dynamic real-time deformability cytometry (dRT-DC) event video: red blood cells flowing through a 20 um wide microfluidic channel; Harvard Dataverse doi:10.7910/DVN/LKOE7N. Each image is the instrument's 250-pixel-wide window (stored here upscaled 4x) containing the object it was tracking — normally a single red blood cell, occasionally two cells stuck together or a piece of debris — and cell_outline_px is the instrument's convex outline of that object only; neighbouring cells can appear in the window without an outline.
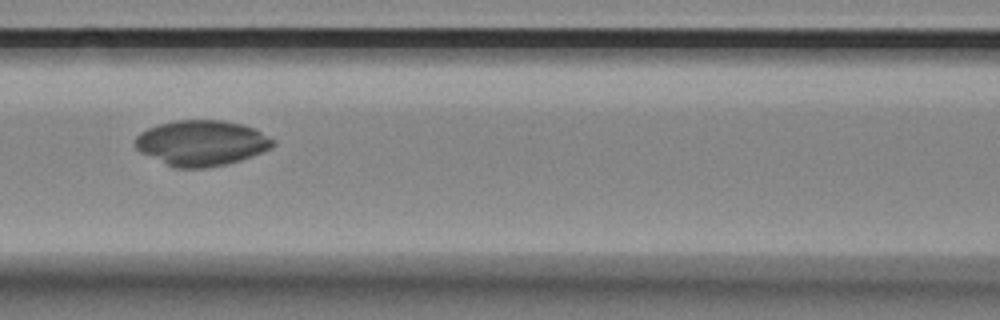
{"species": "Egyptian fruit bat (a non-hibernating species)", "species_latin": "Rousettus aegyptiacus", "temperature_condition": "room temperature", "stored_images_in_passage": 10, "camera_frame_rate_fps": 3000, "um_per_image_px": 0.085, "animal": {"sex": "female"}, "frame": {"image": 1, "passage_image": 3, "time_ms": 0.667, "image_size_px": [1000, 320], "cell_outline_px": [[276, 144], [272, 148], [252, 156], [240, 160], [208, 168], [176, 168], [140, 152], [136, 148], [136, 136], [140, 132], [148, 128], [160, 124], [176, 120], [224, 120], [244, 124], [276, 140]], "centroid_in_image_um": [17.16, 12.15], "position_along_channel_um": 149.4, "area_um2": 36.41}}
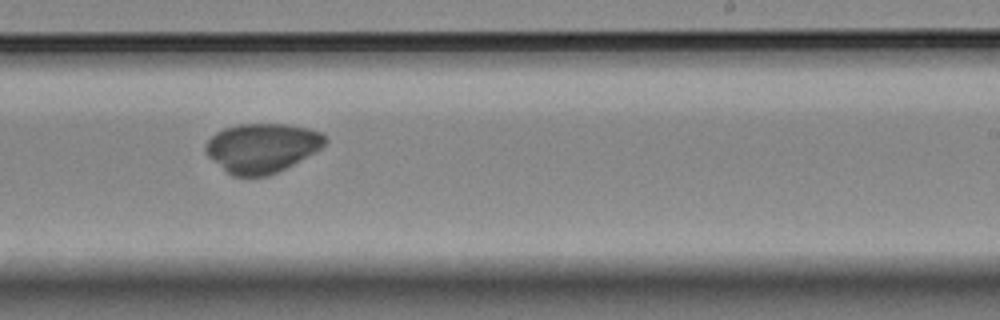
{"frame": {"image": 2, "passage_image": 6, "time_ms": 1.667, "image_size_px": [1000, 320], "cell_outline_px": [[328, 140], [320, 148], [292, 164], [268, 176], [232, 176], [212, 160], [204, 152], [204, 144], [216, 132], [224, 128], [236, 124], [284, 124], [308, 128], [320, 132]], "centroid_in_image_um": [22.21, 12.56], "position_along_channel_um": 266.8, "area_um2": 34.04}}
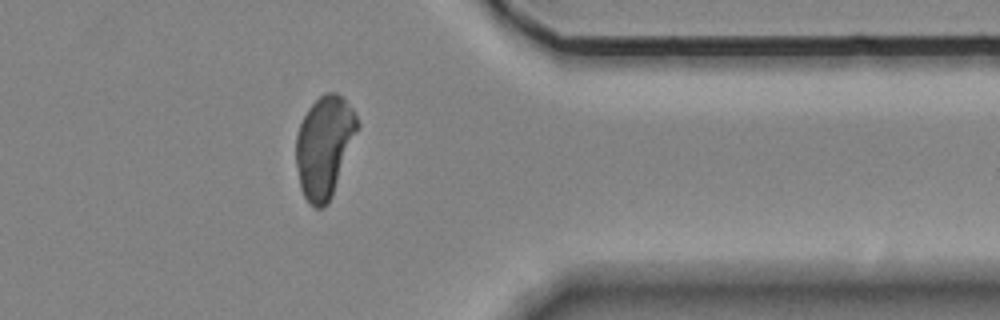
{"frame": {"image": 3, "passage_image": 9, "time_ms": 2.667, "image_size_px": [1000, 320], "cell_outline_px": [[360, 124], [332, 196], [328, 204], [324, 208], [316, 208], [304, 196], [300, 188], [296, 164], [296, 136], [300, 124], [308, 108], [324, 92], [336, 92], [352, 108]], "centroid_in_image_um": [27.56, 12.46], "position_along_channel_um": 383.8, "area_um2": 36.01}}